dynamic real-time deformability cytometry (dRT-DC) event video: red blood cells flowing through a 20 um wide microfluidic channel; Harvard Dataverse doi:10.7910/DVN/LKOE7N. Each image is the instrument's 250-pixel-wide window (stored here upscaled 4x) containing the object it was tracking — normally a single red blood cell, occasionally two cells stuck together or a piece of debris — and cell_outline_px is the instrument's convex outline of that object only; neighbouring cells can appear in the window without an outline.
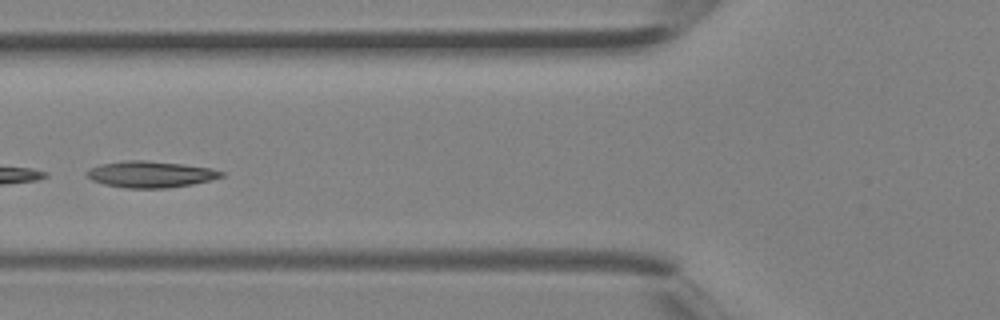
{"species": "Egyptian fruit bat (a non-hibernating species)", "species_latin": "Rousettus aegyptiacus", "temperature_condition": "room temperature", "stored_images_in_passage": 4, "camera_frame_rate_fps": 3000, "um_per_image_px": 0.085, "animal": {"sex": "female"}, "frame": {"image": 1, "passage_image": 4, "time_ms": 1.0, "image_size_px": [1000, 320], "cell_outline_px": [[224, 176], [192, 184], [164, 188], [124, 188], [104, 184], [92, 180], [84, 172], [100, 164], [128, 160], [148, 160], [184, 164], [212, 168], [224, 172]], "centroid_in_image_um": [12.79, 14.81], "position_along_channel_um": 113.0, "area_um2": 20.63}}